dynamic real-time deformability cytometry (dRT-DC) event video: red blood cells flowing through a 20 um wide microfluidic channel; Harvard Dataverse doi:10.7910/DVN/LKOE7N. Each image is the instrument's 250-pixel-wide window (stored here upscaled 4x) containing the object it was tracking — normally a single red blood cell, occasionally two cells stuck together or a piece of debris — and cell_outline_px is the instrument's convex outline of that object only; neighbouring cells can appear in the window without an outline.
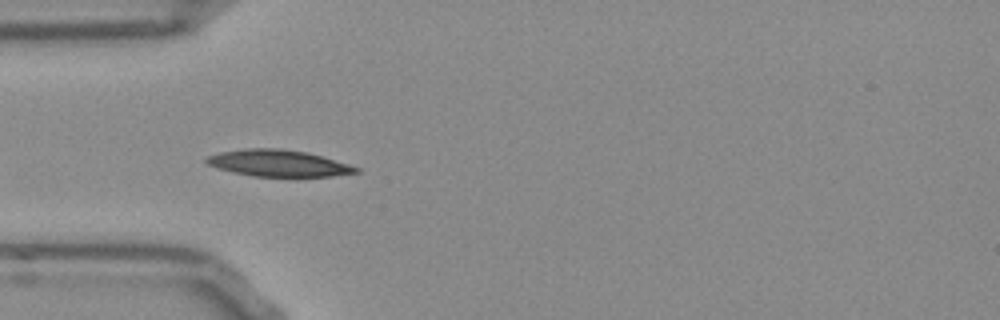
{"species": "Egyptian fruit bat (a non-hibernating species)", "species_latin": "Rousettus aegyptiacus", "temperature_condition": "room temperature", "stored_images_in_passage": 16, "camera_frame_rate_fps": 3000, "um_per_image_px": 0.085, "frame": {"image": 1, "passage_image": 3, "time_ms": 0.667, "image_size_px": [1000, 320], "cell_outline_px": [[360, 172], [332, 176], [252, 176], [232, 172], [216, 168], [208, 164], [204, 160], [208, 156], [220, 152], [248, 148], [280, 148], [308, 152], [348, 164], [360, 168]], "centroid_in_image_um": [23.65, 13.87], "position_along_channel_um": 61.4, "area_um2": 23.12}}
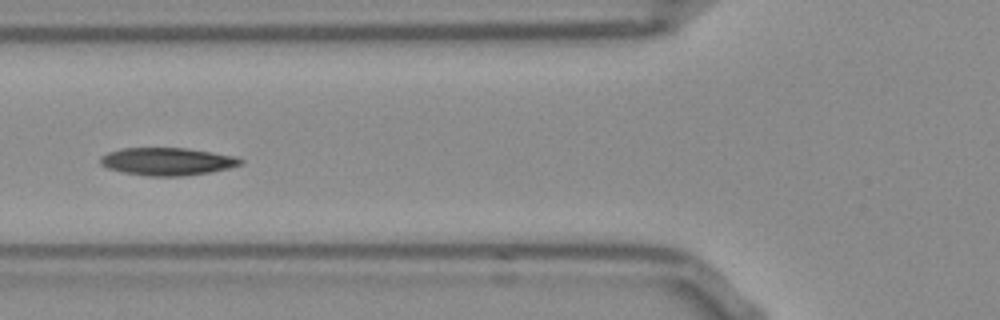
{"frame": {"image": 2, "passage_image": 7, "time_ms": 2.0, "image_size_px": [1000, 320], "cell_outline_px": [[244, 164], [228, 168], [208, 172], [184, 176], [148, 176], [124, 172], [108, 168], [100, 164], [100, 156], [108, 152], [120, 148], [184, 148], [212, 152], [232, 156], [244, 160]], "centroid_in_image_um": [14.19, 13.72], "position_along_channel_um": 111.6, "area_um2": 22.48}}